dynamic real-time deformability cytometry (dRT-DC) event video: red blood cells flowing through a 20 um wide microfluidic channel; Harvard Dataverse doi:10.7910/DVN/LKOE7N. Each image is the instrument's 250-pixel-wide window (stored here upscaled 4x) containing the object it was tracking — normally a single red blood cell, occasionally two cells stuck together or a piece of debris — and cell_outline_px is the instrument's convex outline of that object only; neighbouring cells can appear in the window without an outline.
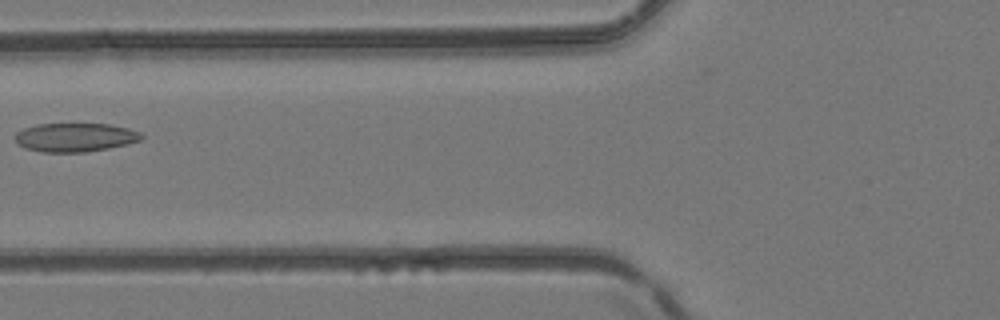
{"species": "common noctule bat (a hibernating species)", "species_latin": "Nyctalus noctula", "temperature_condition": "room temperature", "stored_images_in_passage": 3, "camera_frame_rate_fps": 3000, "um_per_image_px": 0.085, "animal": {"sex": "female", "body_mass_g": 24.6, "forearm_length_mm": 56.2}, "frame": {"image": 1, "passage_image": 3, "time_ms": 0.667, "image_size_px": [1000, 320], "cell_outline_px": [[144, 136], [140, 140], [108, 148], [84, 152], [40, 152], [24, 148], [16, 144], [16, 132], [24, 128], [36, 124], [108, 124], [128, 128], [140, 132]], "centroid_in_image_um": [6.34, 11.67], "position_along_channel_um": 119.5, "area_um2": 21.1}}